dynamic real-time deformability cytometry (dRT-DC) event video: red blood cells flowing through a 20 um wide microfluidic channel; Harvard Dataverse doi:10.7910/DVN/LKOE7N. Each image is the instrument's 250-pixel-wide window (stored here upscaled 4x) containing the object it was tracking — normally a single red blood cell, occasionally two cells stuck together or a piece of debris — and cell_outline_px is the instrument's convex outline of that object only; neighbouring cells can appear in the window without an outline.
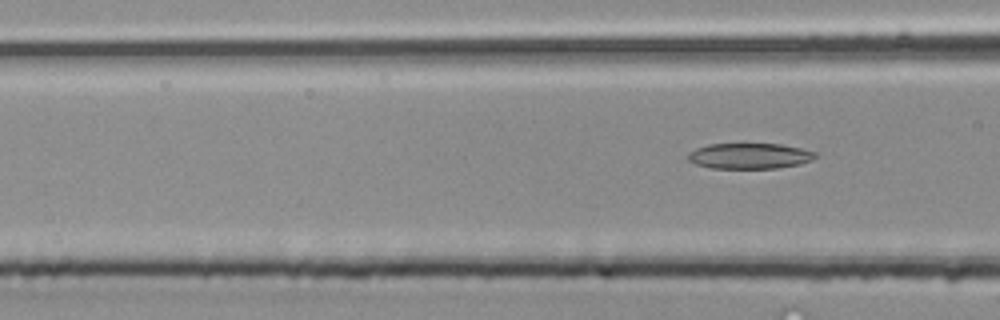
{"species": "common noctule bat (a hibernating species)", "species_latin": "Nyctalus noctula", "temperature_condition": "room temperature", "stored_images_in_passage": 5, "camera_frame_rate_fps": 3000, "um_per_image_px": 0.085, "animal": {"sex": "male", "body_mass_g": 20.4}, "frame": {"image": 1, "passage_image": 5, "time_ms": 1.333, "image_size_px": [1000, 320], "cell_outline_px": [[816, 156], [812, 160], [800, 164], [776, 168], [712, 168], [696, 164], [688, 160], [688, 152], [696, 148], [708, 144], [780, 144], [800, 148], [816, 152]], "centroid_in_image_um": [63.7, 13.25], "position_along_channel_um": 102.9, "area_um2": 18.96}}